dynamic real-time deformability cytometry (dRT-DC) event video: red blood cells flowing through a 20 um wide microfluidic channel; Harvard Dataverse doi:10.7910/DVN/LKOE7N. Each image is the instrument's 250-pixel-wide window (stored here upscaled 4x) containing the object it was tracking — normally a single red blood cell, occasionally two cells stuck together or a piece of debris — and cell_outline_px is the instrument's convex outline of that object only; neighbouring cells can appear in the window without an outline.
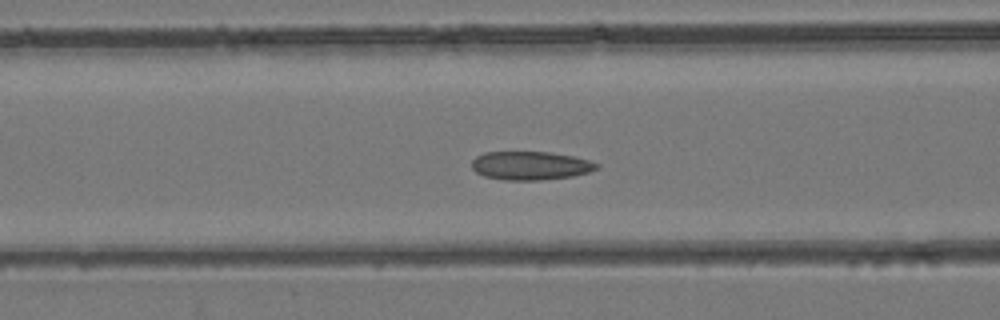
{"species": "common noctule bat (a hibernating species)", "species_latin": "Nyctalus noctula", "temperature_condition": "room temperature", "stored_images_in_passage": 46, "camera_frame_rate_fps": 3000, "um_per_image_px": 0.085, "animal": {"sex": "female", "body_mass_g": 24.6, "forearm_length_mm": 56.2}, "frame": {"image": 1, "passage_image": 19, "time_ms": 6.0, "image_size_px": [1000, 320], "cell_outline_px": [[600, 168], [588, 172], [572, 176], [540, 180], [504, 180], [484, 176], [476, 172], [472, 168], [472, 160], [476, 156], [484, 152], [552, 152], [572, 156], [588, 160], [600, 164]], "centroid_in_image_um": [45.09, 14.07], "position_along_channel_um": 121.5, "area_um2": 20.81}}
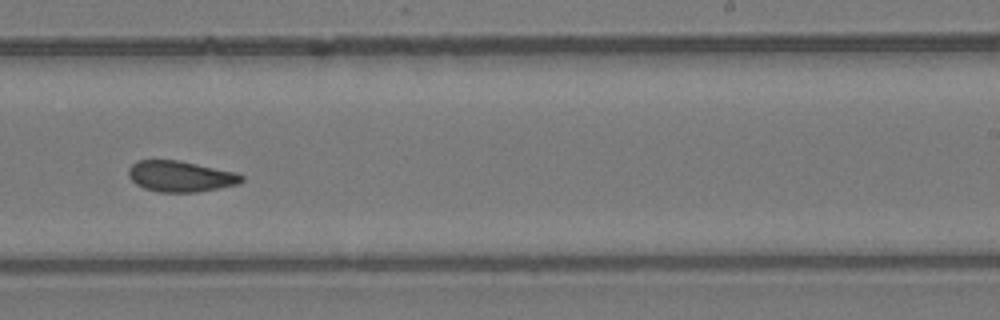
{"frame": {"image": 2, "passage_image": 29, "time_ms": 9.333, "image_size_px": [1000, 320], "cell_outline_px": [[244, 180], [240, 184], [196, 192], [160, 192], [144, 188], [136, 184], [128, 176], [128, 168], [136, 160], [180, 160], [236, 172], [244, 176]], "centroid_in_image_um": [15.35, 14.98], "position_along_channel_um": 273.6, "area_um2": 20.52}}
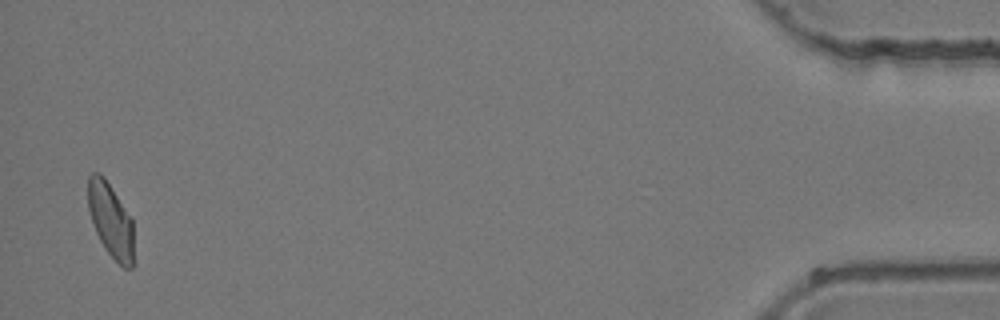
{"frame": {"image": 3, "passage_image": 45, "time_ms": 14.667, "image_size_px": [1000, 320], "cell_outline_px": [[132, 268], [124, 268], [104, 248], [96, 232], [88, 208], [88, 176], [92, 172], [100, 172], [104, 176], [132, 220]], "centroid_in_image_um": [9.37, 18.67], "position_along_channel_um": 425.8, "area_um2": 19.31}}